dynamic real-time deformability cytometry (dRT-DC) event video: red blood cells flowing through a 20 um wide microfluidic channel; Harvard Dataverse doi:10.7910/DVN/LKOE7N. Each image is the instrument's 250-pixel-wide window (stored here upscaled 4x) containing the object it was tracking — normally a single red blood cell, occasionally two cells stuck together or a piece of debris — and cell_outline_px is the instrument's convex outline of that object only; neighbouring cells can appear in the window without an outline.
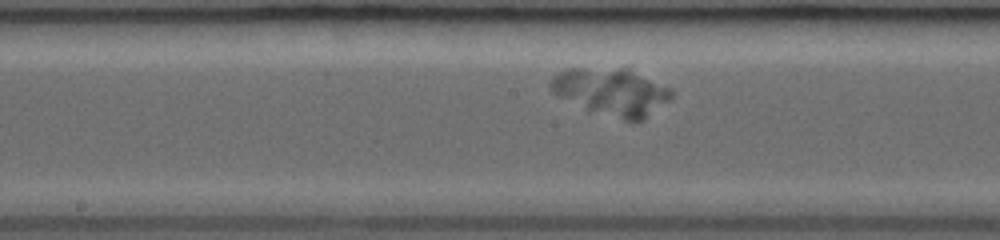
{"species": "common noctule bat (a hibernating species)", "species_latin": "Nyctalus noctula", "temperature_condition": "room temperature", "stored_images_in_passage": 30, "segment_of_instrument_passage": [1, 2], "camera_frame_rate_fps": 3000, "um_per_image_px": 0.085, "animal": {"sex": "female", "body_mass_g": 19.0, "forearm_length_mm": 53.3}, "frame": {"image": 1, "passage_image": 13, "time_ms": 4.0, "image_size_px": [1000, 240], "cell_outline_px": [[672, 100], [644, 120], [624, 120], [588, 112], [556, 96], [552, 92], [552, 76], [568, 68], [628, 68], [672, 88]], "centroid_in_image_um": [52.0, 7.83], "position_along_channel_um": 196.2, "area_um2": 33.93}}
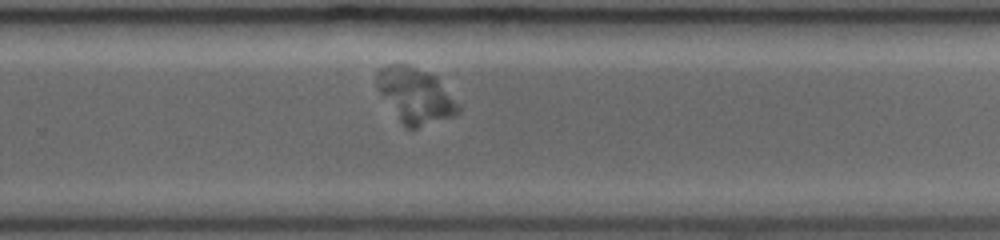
{"frame": {"image": 2, "passage_image": 20, "time_ms": 6.333, "image_size_px": [1000, 240], "cell_outline_px": [[460, 112], [452, 116], [416, 128], [404, 128], [400, 124], [380, 96], [376, 88], [376, 72], [380, 68], [388, 64], [404, 64], [416, 68], [436, 76], [460, 104]], "centroid_in_image_um": [35.25, 8.13], "position_along_channel_um": 294.5, "area_um2": 26.65}}
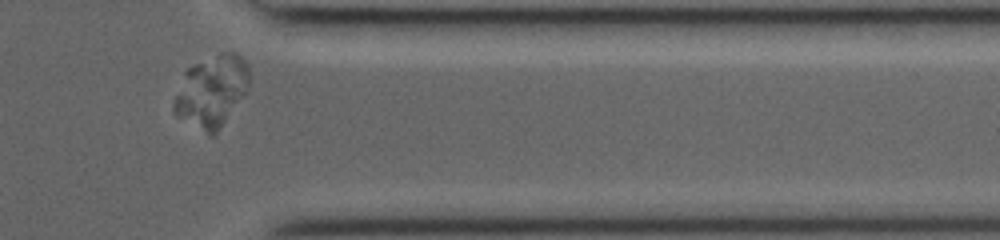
{"frame": {"image": 3, "passage_image": 27, "time_ms": 8.667, "image_size_px": [1000, 240], "cell_outline_px": [[248, 84], [244, 92], [216, 136], [208, 136], [176, 116], [172, 112], [172, 100], [184, 72], [192, 64], [220, 52], [236, 52], [248, 64]], "centroid_in_image_um": [17.92, 7.78], "position_along_channel_um": 393.5, "area_um2": 31.73}}